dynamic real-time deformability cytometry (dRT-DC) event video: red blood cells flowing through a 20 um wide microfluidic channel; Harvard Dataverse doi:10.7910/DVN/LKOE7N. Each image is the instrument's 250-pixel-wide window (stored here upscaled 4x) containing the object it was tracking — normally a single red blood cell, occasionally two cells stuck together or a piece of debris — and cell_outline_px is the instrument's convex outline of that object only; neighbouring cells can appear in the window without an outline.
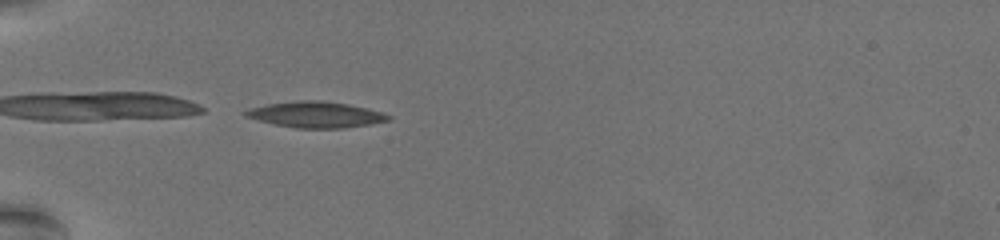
{"species": "common noctule bat (a hibernating species)", "species_latin": "Nyctalus noctula", "temperature_condition": "warm", "stored_images_in_passage": 41, "camera_frame_rate_fps": 3000, "um_per_image_px": 0.085, "animal": {"sex": "female", "body_mass_g": 19.5, "forearm_length_mm": 54.1}, "frame": {"image": 1, "passage_image": 1, "time_ms": 0.0, "image_size_px": [1000, 240], "cell_outline_px": [[392, 116], [388, 120], [372, 124], [344, 128], [296, 128], [276, 124], [244, 116], [240, 112], [248, 108], [268, 104], [300, 100], [316, 100], [348, 104], [384, 112]], "centroid_in_image_um": [26.84, 9.74], "position_along_channel_um": 58.2, "area_um2": 21.56}}
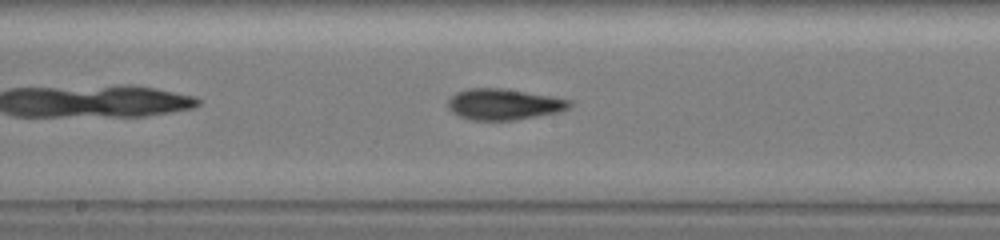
{"frame": {"image": 2, "passage_image": 15, "time_ms": 4.667, "image_size_px": [1000, 240], "cell_outline_px": [[572, 104], [568, 108], [556, 112], [516, 120], [472, 120], [460, 116], [452, 112], [448, 108], [448, 100], [452, 96], [460, 92], [472, 88], [500, 88], [548, 96], [568, 100]], "centroid_in_image_um": [42.78, 8.88], "position_along_channel_um": 205.4, "area_um2": 21.39}}
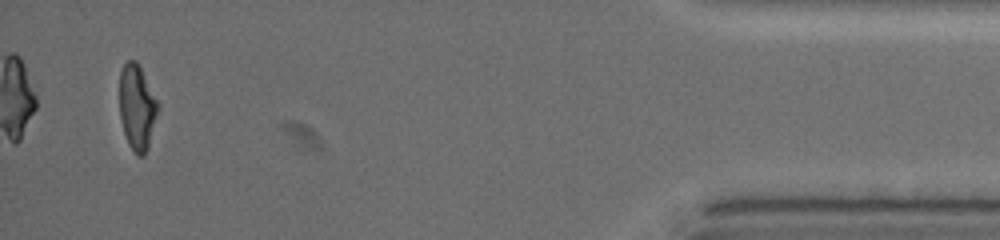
{"frame": {"image": 3, "passage_image": 39, "time_ms": 12.667, "image_size_px": [1000, 240], "cell_outline_px": [[160, 108], [148, 148], [144, 156], [136, 156], [132, 152], [128, 144], [124, 132], [120, 116], [120, 72], [124, 64], [128, 60], [136, 60], [140, 64], [160, 104]], "centroid_in_image_um": [11.68, 9.12], "position_along_channel_um": 423.5, "area_um2": 19.65}, "authors_computed_cell_mechanics": {"area_um2": 20.9236, "velocity_mm_per_s": 3.5257, "shape_relaxation_time_tau1_ms": 9.1902, "shape_relaxation_time_tau2_ms": 2.6748, "deformation_change_tau1": 0.256, "deformation_change_tau2": 0.1048}}